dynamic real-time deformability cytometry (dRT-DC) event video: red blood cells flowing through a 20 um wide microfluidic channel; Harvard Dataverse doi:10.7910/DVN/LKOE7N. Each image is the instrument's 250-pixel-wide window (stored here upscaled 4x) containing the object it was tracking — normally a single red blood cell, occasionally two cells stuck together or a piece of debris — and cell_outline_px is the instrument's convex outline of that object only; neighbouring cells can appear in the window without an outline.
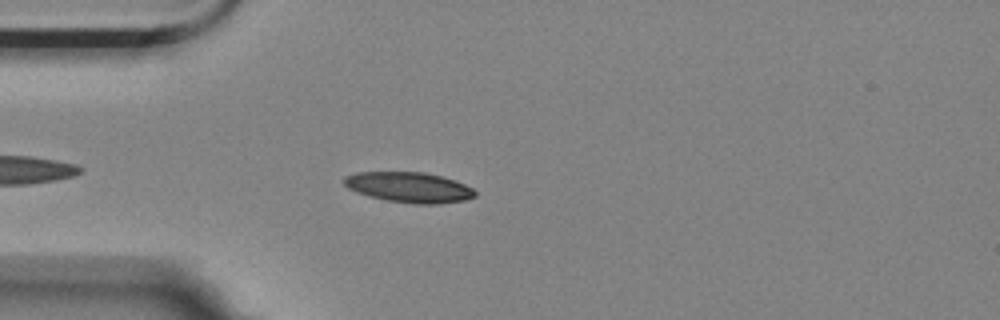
{"species": "Egyptian fruit bat (a non-hibernating species)", "species_latin": "Rousettus aegyptiacus", "temperature_condition": "room temperature", "stored_images_in_passage": 4, "camera_frame_rate_fps": 3000, "um_per_image_px": 0.085, "animal": {"sex": "female"}, "frame": {"image": 1, "passage_image": 4, "time_ms": 1.0, "image_size_px": [1000, 320], "cell_outline_px": [[476, 196], [464, 200], [440, 204], [416, 204], [388, 200], [356, 192], [348, 188], [344, 184], [344, 176], [356, 172], [424, 172], [456, 180], [472, 188], [476, 192]], "centroid_in_image_um": [34.78, 15.91], "position_along_channel_um": 50.2, "area_um2": 23.06}}